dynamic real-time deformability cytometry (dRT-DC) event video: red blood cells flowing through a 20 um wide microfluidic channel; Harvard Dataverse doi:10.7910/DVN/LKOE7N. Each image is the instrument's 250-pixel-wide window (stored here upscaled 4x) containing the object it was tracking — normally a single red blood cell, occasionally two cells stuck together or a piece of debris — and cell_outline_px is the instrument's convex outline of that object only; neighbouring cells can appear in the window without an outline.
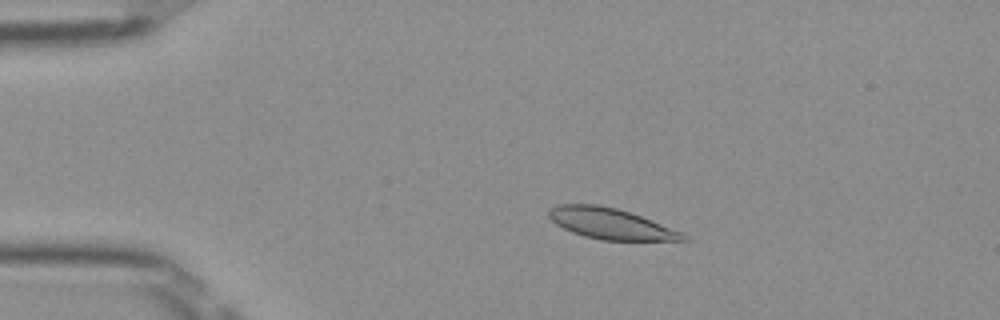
{"species": "Egyptian fruit bat (a non-hibernating species)", "species_latin": "Rousettus aegyptiacus", "temperature_condition": "room temperature", "stored_images_in_passage": 51, "camera_frame_rate_fps": 3000, "um_per_image_px": 0.085, "frame": {"image": 1, "passage_image": 10, "time_ms": 3.0, "image_size_px": [1000, 320], "cell_outline_px": [[688, 240], [600, 240], [584, 236], [572, 232], [556, 224], [548, 216], [548, 212], [556, 204], [596, 204], [616, 208], [652, 220], [684, 232], [688, 236]], "centroid_in_image_um": [51.92, 19.01], "position_along_channel_um": 33.1, "area_um2": 24.04}}
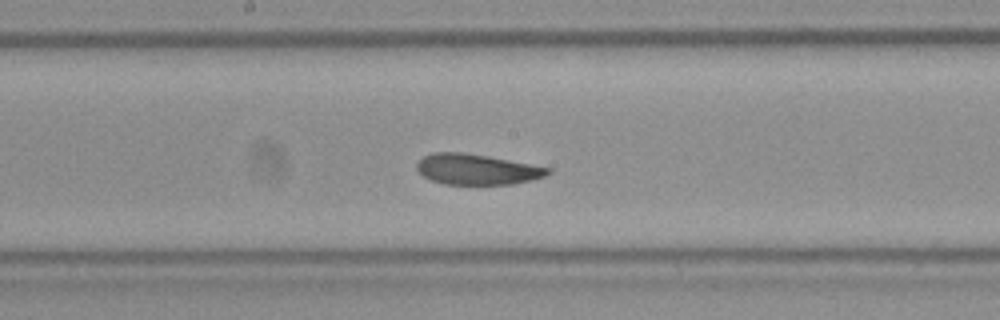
{"frame": {"image": 2, "passage_image": 27, "time_ms": 8.667, "image_size_px": [1000, 320], "cell_outline_px": [[552, 172], [544, 176], [532, 180], [512, 184], [444, 184], [432, 180], [424, 176], [416, 168], [416, 164], [424, 156], [432, 152], [464, 152], [488, 156], [552, 168]], "centroid_in_image_um": [40.54, 14.39], "position_along_channel_um": 207.7, "area_um2": 23.29}}
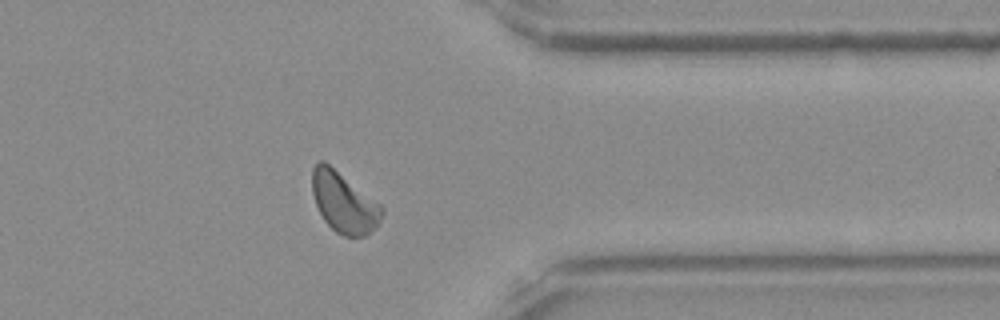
{"frame": {"image": 3, "passage_image": 41, "time_ms": 13.333, "image_size_px": [1000, 320], "cell_outline_px": [[384, 212], [380, 220], [364, 236], [344, 236], [336, 232], [324, 220], [316, 204], [312, 192], [312, 168], [320, 160], [324, 160], [380, 204], [384, 208]], "centroid_in_image_um": [29.21, 17.19], "position_along_channel_um": 382.2, "area_um2": 24.1}, "authors_computed_cell_mechanics": {"area_um2": 24.1026, "velocity_mm_per_s": 3.9499, "shape_relaxation_time_tau1_ms": 3.0412, "shape_relaxation_time_tau2_ms": 2.3634, "deformation_change_tau1": 0.1054, "deformation_change_tau2": 0.0806}}